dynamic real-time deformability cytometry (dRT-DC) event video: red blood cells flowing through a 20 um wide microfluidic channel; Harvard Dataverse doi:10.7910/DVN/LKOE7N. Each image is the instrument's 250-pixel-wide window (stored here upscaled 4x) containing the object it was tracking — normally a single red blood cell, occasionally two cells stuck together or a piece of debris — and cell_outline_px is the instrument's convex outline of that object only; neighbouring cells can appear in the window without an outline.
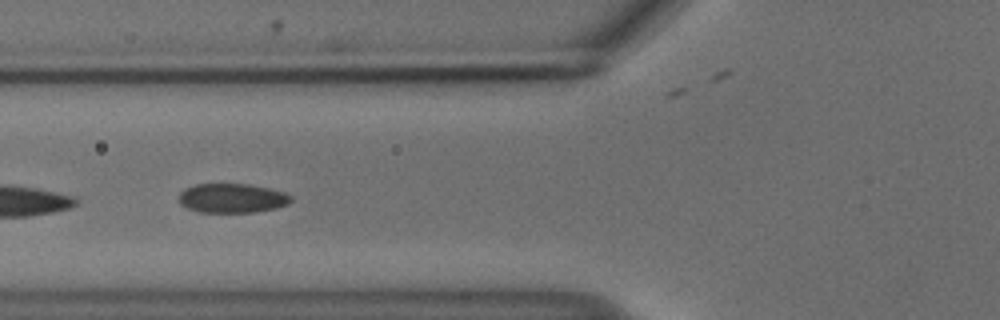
{"species": "common noctule bat (a hibernating species)", "species_latin": "Nyctalus noctula", "temperature_condition": "cold", "stored_images_in_passage": 31, "camera_frame_rate_fps": 3000, "um_per_image_px": 0.085, "animal": {"sex": "male", "body_mass_g": 18.8}, "frame": {"image": 1, "passage_image": 10, "time_ms": 3.0, "image_size_px": [1000, 320], "cell_outline_px": [[292, 200], [288, 204], [276, 208], [256, 212], [200, 212], [188, 208], [180, 204], [180, 192], [184, 188], [196, 184], [248, 184], [272, 188], [284, 192], [292, 196]], "centroid_in_image_um": [19.76, 16.84], "position_along_channel_um": 106.0, "area_um2": 19.25}, "authors_computed_cell_mechanics": {"area_um2": 23.12, "velocity_mm_per_s": 3.7229, "shape_relaxation_time_tau1_ms": null, "shape_relaxation_time_tau2_ms": 2.8951, "deformation_change_tau1": null, "deformation_change_tau2": 0.0742}}